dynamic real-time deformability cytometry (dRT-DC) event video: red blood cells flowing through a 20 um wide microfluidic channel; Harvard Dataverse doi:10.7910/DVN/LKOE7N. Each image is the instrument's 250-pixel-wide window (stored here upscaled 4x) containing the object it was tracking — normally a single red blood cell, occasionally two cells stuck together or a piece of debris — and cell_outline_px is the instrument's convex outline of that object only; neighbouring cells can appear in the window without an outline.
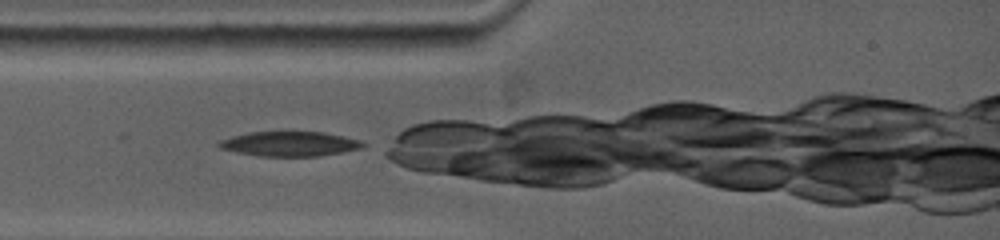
{"species": "common noctule bat (a hibernating species)", "species_latin": "Nyctalus noctula", "temperature_condition": "warm", "stored_images_in_passage": 35, "camera_frame_rate_fps": 5000, "um_per_image_px": 0.085, "animal": {"sex": "female", "body_mass_g": 19.0, "forearm_length_mm": 53.3}, "frame": {"image": 1, "passage_image": 1, "time_ms": 0.0, "image_size_px": [1000, 240], "cell_outline_px": [[368, 144], [364, 148], [320, 156], [256, 156], [236, 152], [220, 148], [216, 144], [220, 140], [232, 136], [248, 132], [324, 132], [344, 136], [360, 140]], "centroid_in_image_um": [24.65, 12.23], "position_along_channel_um": 60.4, "area_um2": 20.92}}
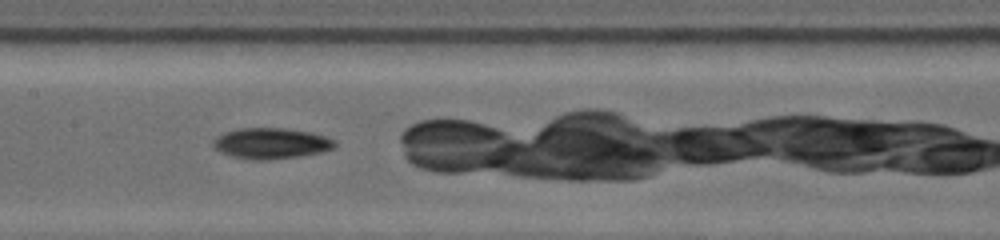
{"frame": {"image": 2, "passage_image": 9, "time_ms": 3.2, "image_size_px": [1000, 240], "cell_outline_px": [[336, 144], [332, 148], [324, 152], [300, 156], [268, 160], [252, 160], [232, 156], [220, 152], [212, 148], [212, 140], [216, 136], [224, 132], [240, 128], [284, 128], [312, 132], [336, 140]], "centroid_in_image_um": [23.01, 12.19], "position_along_channel_um": 184.4, "area_um2": 22.14}}
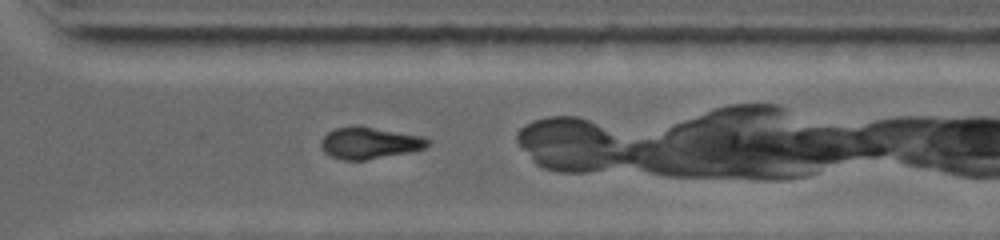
{"frame": {"image": 3, "passage_image": 19, "time_ms": 7.2, "image_size_px": [1000, 240], "cell_outline_px": [[432, 144], [424, 148], [408, 152], [364, 160], [344, 160], [332, 156], [324, 152], [320, 148], [320, 140], [328, 132], [336, 128], [356, 124], [424, 136]], "centroid_in_image_um": [31.39, 12.13], "position_along_channel_um": 339.2, "area_um2": 19.88}}